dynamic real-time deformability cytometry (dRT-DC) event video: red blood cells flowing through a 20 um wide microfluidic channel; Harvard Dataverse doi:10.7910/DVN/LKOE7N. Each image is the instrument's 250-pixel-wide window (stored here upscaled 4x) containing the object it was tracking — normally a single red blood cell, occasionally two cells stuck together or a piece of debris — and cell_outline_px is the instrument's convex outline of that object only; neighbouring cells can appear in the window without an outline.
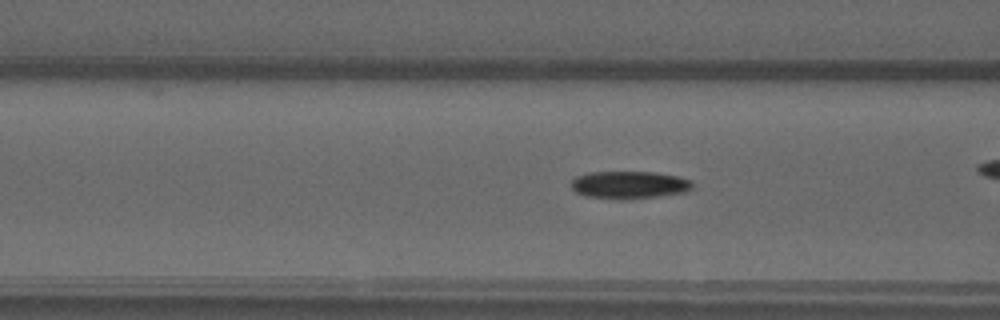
{"species": "common noctule bat (a hibernating species)", "species_latin": "Nyctalus noctula", "temperature_condition": "warm", "stored_images_in_passage": 41, "camera_frame_rate_fps": 3000, "um_per_image_px": 0.085, "animal": {"sex": "male", "forearm_length_mm": 52.5}, "frame": {"image": 1, "passage_image": 18, "time_ms": 5.667, "image_size_px": [1000, 320], "cell_outline_px": [[692, 188], [688, 192], [660, 196], [584, 196], [576, 192], [572, 188], [572, 180], [576, 176], [588, 172], [656, 172], [680, 176], [692, 180]], "centroid_in_image_um": [53.56, 15.65], "position_along_channel_um": 113.0, "area_um2": 18.73}}
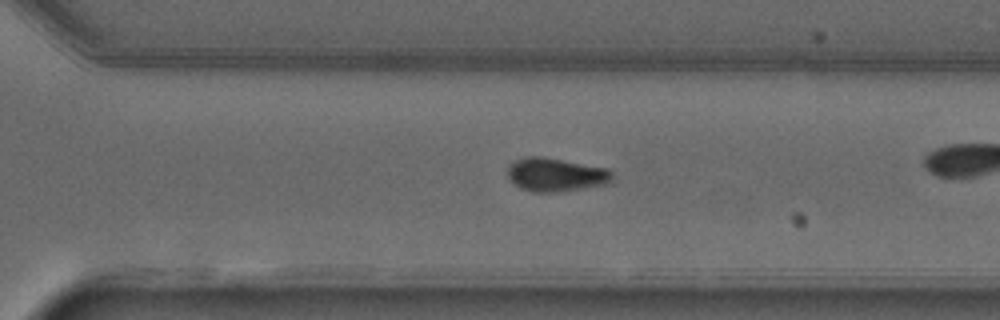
{"frame": {"image": 2, "passage_image": 35, "time_ms": 11.333, "image_size_px": [1000, 320], "cell_outline_px": [[612, 180], [604, 184], [556, 192], [536, 192], [520, 188], [508, 176], [508, 164], [512, 160], [528, 156], [540, 156], [608, 168], [612, 172]], "centroid_in_image_um": [47.2, 14.83], "position_along_channel_um": 323.4, "area_um2": 20.23}}